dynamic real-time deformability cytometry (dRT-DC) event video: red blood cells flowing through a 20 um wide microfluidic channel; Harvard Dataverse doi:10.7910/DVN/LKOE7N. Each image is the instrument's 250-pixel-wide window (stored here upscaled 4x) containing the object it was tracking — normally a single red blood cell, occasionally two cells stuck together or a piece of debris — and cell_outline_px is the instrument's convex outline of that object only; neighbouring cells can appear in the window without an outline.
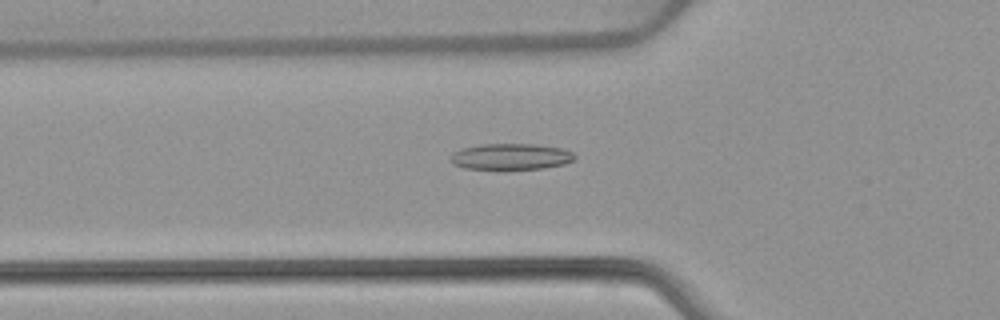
{"species": "common noctule bat (a hibernating species)", "species_latin": "Nyctalus noctula", "temperature_condition": "warm", "stored_images_in_passage": 52, "camera_frame_rate_fps": 3000, "um_per_image_px": 0.085, "animal": {"sex": "female", "body_mass_g": 22.7, "forearm_length_mm": 54.2}, "frame": {"image": 1, "passage_image": 18, "time_ms": 5.667, "image_size_px": [1000, 320], "cell_outline_px": [[576, 156], [572, 160], [564, 164], [540, 168], [464, 168], [452, 164], [452, 152], [460, 148], [480, 144], [536, 144], [560, 148], [572, 152]], "centroid_in_image_um": [43.39, 13.29], "position_along_channel_um": 82.4, "area_um2": 18.55}}
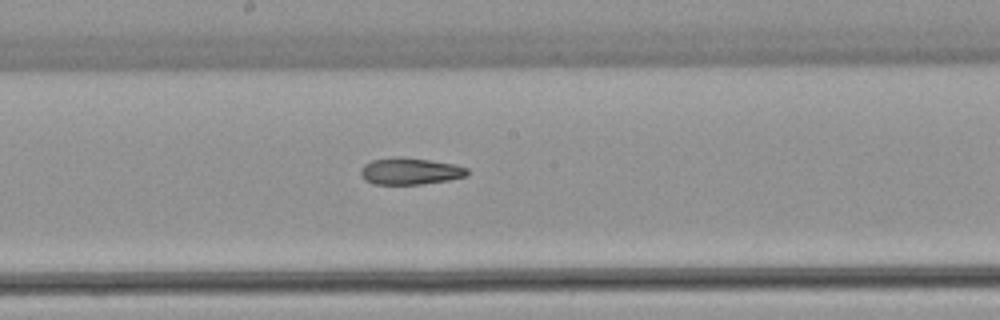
{"frame": {"image": 2, "passage_image": 28, "time_ms": 9.0, "image_size_px": [1000, 320], "cell_outline_px": [[468, 176], [448, 180], [420, 184], [372, 184], [364, 180], [360, 176], [360, 168], [364, 164], [372, 160], [396, 156], [400, 156], [456, 164], [468, 168]], "centroid_in_image_um": [34.83, 14.55], "position_along_channel_um": 213.4, "area_um2": 16.82}}
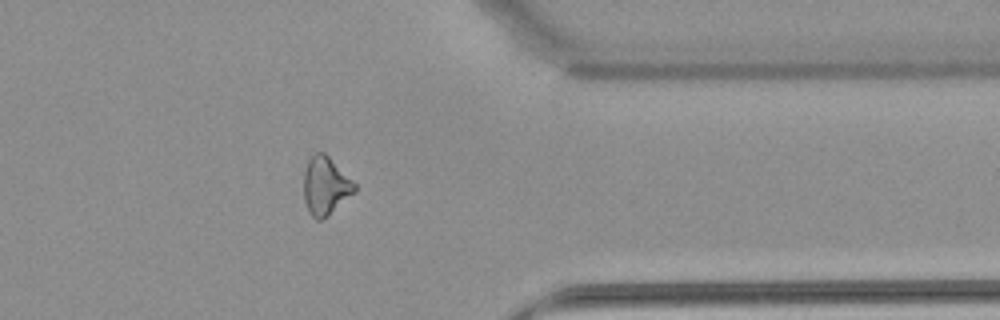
{"frame": {"image": 3, "passage_image": 42, "time_ms": 13.667, "image_size_px": [1000, 320], "cell_outline_px": [[356, 192], [328, 216], [320, 220], [316, 220], [312, 216], [304, 200], [304, 168], [308, 160], [316, 152], [324, 152], [356, 184]], "centroid_in_image_um": [27.67, 15.81], "position_along_channel_um": 383.7, "area_um2": 17.17}, "authors_computed_cell_mechanics": {"area_um2": 17.9469, "velocity_mm_per_s": 3.9129, "shape_relaxation_time_tau1_ms": null, "shape_relaxation_time_tau2_ms": 5.8816, "deformation_change_tau1": null, "deformation_change_tau2": 0.1603}}